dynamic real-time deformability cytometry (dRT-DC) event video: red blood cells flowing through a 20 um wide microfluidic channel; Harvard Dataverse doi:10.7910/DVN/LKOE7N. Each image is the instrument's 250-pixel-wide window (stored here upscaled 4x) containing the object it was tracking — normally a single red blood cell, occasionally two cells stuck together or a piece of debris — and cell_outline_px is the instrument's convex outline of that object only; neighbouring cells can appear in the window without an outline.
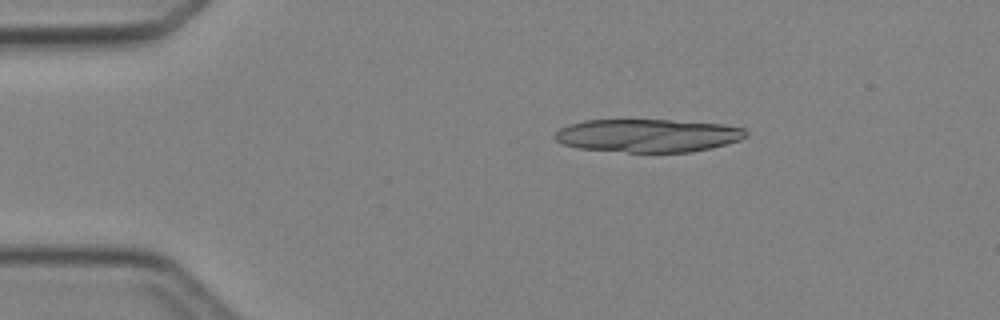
{"species": "Egyptian fruit bat (a non-hibernating species)", "species_latin": "Rousettus aegyptiacus", "temperature_condition": "cold", "stored_images_in_passage": 5, "camera_frame_rate_fps": 3000, "um_per_image_px": 0.085, "animal": {"sex": "female"}, "frame": {"image": 1, "passage_image": 3, "time_ms": 2.333, "image_size_px": [1000, 320], "cell_outline_px": [[748, 136], [740, 140], [712, 148], [692, 152], [628, 152], [580, 148], [564, 144], [556, 140], [552, 136], [560, 128], [568, 124], [584, 120], [672, 120], [724, 124], [744, 128], [748, 132]], "centroid_in_image_um": [55.1, 11.52], "position_along_channel_um": 29.9, "area_um2": 37.05}}